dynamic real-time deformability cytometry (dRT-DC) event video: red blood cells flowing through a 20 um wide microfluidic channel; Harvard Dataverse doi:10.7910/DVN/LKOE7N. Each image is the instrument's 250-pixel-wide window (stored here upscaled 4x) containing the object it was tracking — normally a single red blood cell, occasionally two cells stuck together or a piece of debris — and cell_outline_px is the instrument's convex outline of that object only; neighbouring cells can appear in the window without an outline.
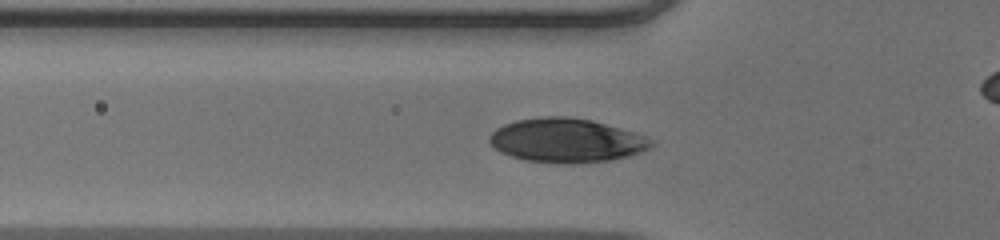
{"species": "human", "species_latin": "Homo sapiens", "temperature_condition": "warm", "stored_images_in_passage": 41, "camera_frame_rate_fps": 3000, "um_per_image_px": 0.085, "donor": {"sex": "male"}, "frame": {"image": 1, "passage_image": 14, "time_ms": 4.333, "image_size_px": [1000, 240], "cell_outline_px": [[652, 144], [648, 148], [640, 152], [628, 156], [608, 160], [524, 160], [500, 152], [488, 140], [488, 136], [496, 128], [504, 124], [516, 120], [544, 116], [568, 116], [592, 120], [632, 132], [644, 136], [652, 140]], "centroid_in_image_um": [48.09, 11.87], "position_along_channel_um": 77.7, "area_um2": 39.94}}
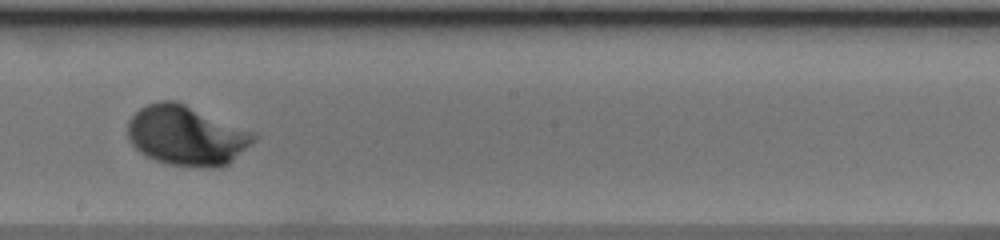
{"frame": {"image": 2, "passage_image": 26, "time_ms": 8.333, "image_size_px": [1000, 240], "cell_outline_px": [[260, 136], [256, 140], [228, 164], [220, 168], [212, 168], [168, 164], [156, 160], [140, 152], [128, 140], [128, 120], [140, 108], [148, 104], [160, 100], [176, 100], [256, 132]], "centroid_in_image_um": [15.89, 11.51], "position_along_channel_um": 232.3, "area_um2": 44.22}}
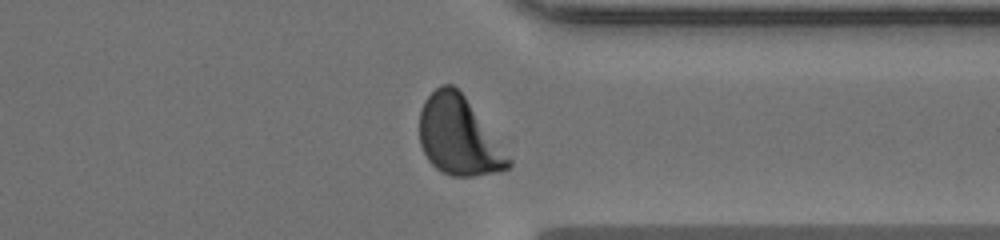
{"frame": {"image": 3, "passage_image": 37, "time_ms": 12.0, "image_size_px": [1000, 240], "cell_outline_px": [[512, 164], [508, 168], [496, 172], [472, 176], [452, 176], [436, 168], [428, 160], [420, 144], [420, 112], [424, 100], [440, 84], [452, 84], [464, 96], [512, 160]], "centroid_in_image_um": [38.96, 11.57], "position_along_channel_um": 372.4, "area_um2": 40.11}, "authors_computed_cell_mechanics": {"area_um2": 41.5004, "velocity_mm_per_s": 3.8514, "shape_relaxation_time_tau1_ms": 1.6696, "shape_relaxation_time_tau2_ms": null, "deformation_change_tau1": 0.1458, "deformation_change_tau2": null}}